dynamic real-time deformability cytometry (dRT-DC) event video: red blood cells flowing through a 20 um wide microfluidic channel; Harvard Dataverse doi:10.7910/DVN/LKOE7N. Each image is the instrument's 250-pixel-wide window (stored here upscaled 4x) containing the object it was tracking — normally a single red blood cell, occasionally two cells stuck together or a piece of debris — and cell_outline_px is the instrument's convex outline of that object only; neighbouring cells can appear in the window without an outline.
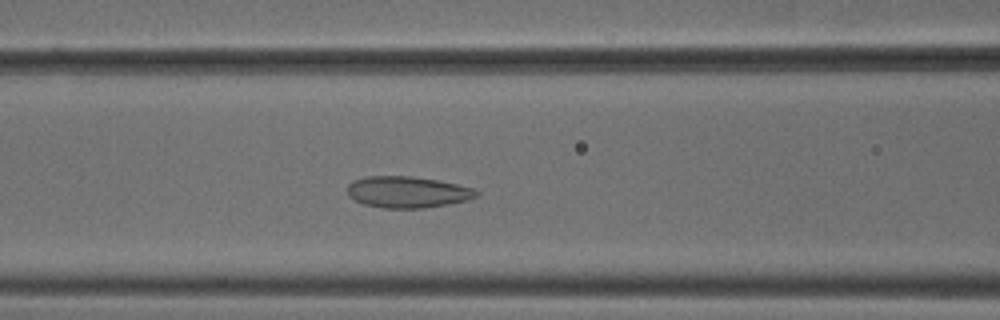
{"species": "common noctule bat (a hibernating species)", "species_latin": "Nyctalus noctula", "temperature_condition": "cold", "stored_images_in_passage": 41, "camera_frame_rate_fps": 3000, "um_per_image_px": 0.085, "animal": {"sex": "male", "body_mass_g": 18.8}, "frame": {"image": 1, "passage_image": 10, "time_ms": 3.0, "image_size_px": [1000, 320], "cell_outline_px": [[480, 196], [468, 200], [448, 204], [420, 208], [384, 208], [364, 204], [348, 196], [348, 184], [352, 180], [368, 176], [412, 176], [436, 180], [456, 184], [472, 188], [480, 192]], "centroid_in_image_um": [34.64, 16.32], "position_along_channel_um": 132.0, "area_um2": 23.58}}
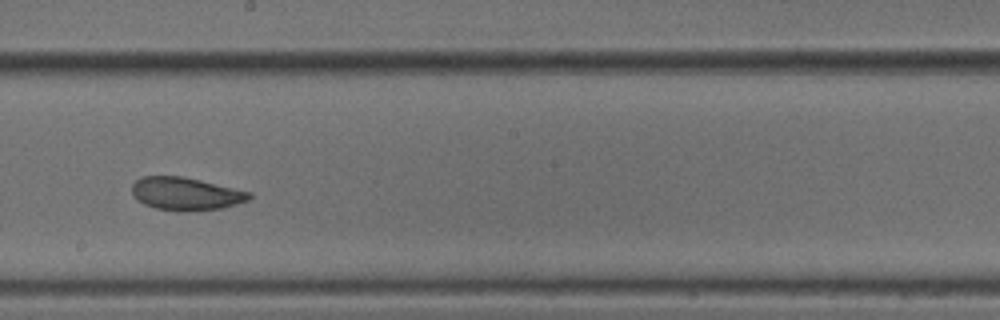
{"frame": {"image": 2, "passage_image": 18, "time_ms": 5.667, "image_size_px": [1000, 320], "cell_outline_px": [[252, 196], [248, 200], [236, 204], [220, 208], [188, 212], [156, 208], [144, 204], [136, 200], [132, 192], [132, 184], [140, 176], [184, 176], [252, 192]], "centroid_in_image_um": [15.78, 16.46], "position_along_channel_um": 232.4, "area_um2": 22.6}}
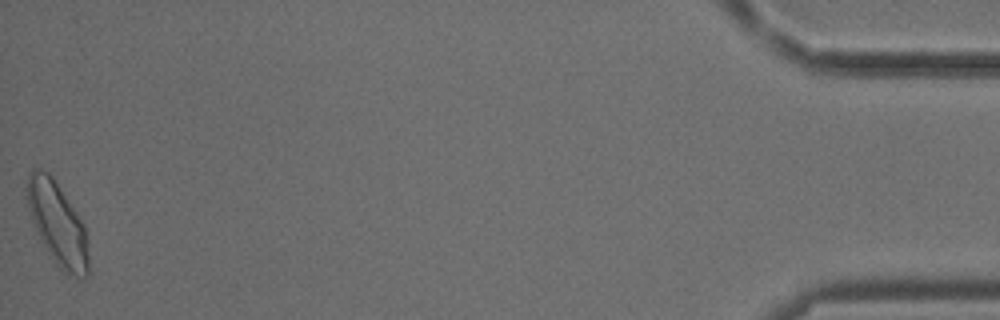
{"frame": {"image": 3, "passage_image": 41, "time_ms": 13.333, "image_size_px": [1000, 320], "cell_outline_px": [[88, 276], [84, 280], [80, 280], [68, 276], [56, 264], [44, 244], [32, 220], [24, 196], [24, 188], [28, 172], [32, 168], [40, 168], [48, 172], [52, 176], [84, 224], [88, 240]], "centroid_in_image_um": [4.88, 19.01], "position_along_channel_um": 430.3, "area_um2": 30.17}, "authors_computed_cell_mechanics": {"area_um2": 23.5824, "velocity_mm_per_s": 3.7775, "shape_relaxation_time_tau1_ms": null, "shape_relaxation_time_tau2_ms": 1.3626, "deformation_change_tau1": null, "deformation_change_tau2": 0.0633}}